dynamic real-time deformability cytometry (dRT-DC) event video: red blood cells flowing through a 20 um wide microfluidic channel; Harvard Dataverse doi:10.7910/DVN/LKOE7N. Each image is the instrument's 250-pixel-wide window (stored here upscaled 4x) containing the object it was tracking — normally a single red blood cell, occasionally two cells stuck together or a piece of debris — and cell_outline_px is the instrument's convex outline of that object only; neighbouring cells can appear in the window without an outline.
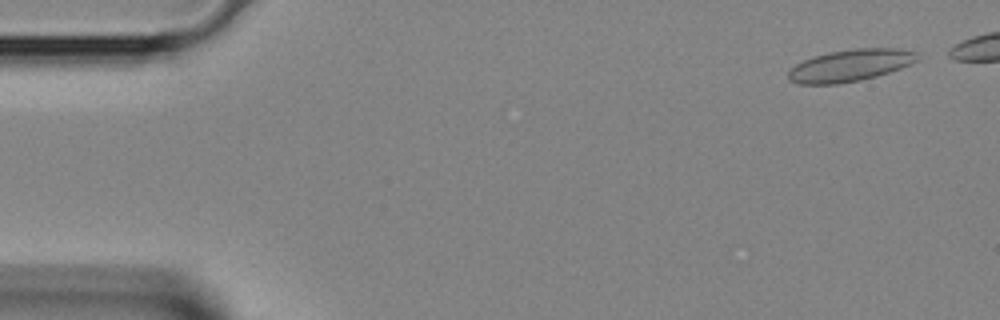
{"species": "Egyptian fruit bat (a non-hibernating species)", "species_latin": "Rousettus aegyptiacus", "temperature_condition": "room temperature", "stored_images_in_passage": 34, "camera_frame_rate_fps": 3000, "um_per_image_px": 0.085, "animal": {"sex": "female"}, "frame": {"image": 1, "passage_image": 2, "time_ms": 0.333, "image_size_px": [1000, 320], "cell_outline_px": [[920, 60], [912, 64], [876, 76], [860, 80], [836, 84], [800, 84], [788, 80], [788, 72], [796, 64], [812, 56], [828, 52], [856, 48], [900, 48], [916, 52]], "centroid_in_image_um": [72.28, 5.55], "position_along_channel_um": 12.7, "area_um2": 24.1}}
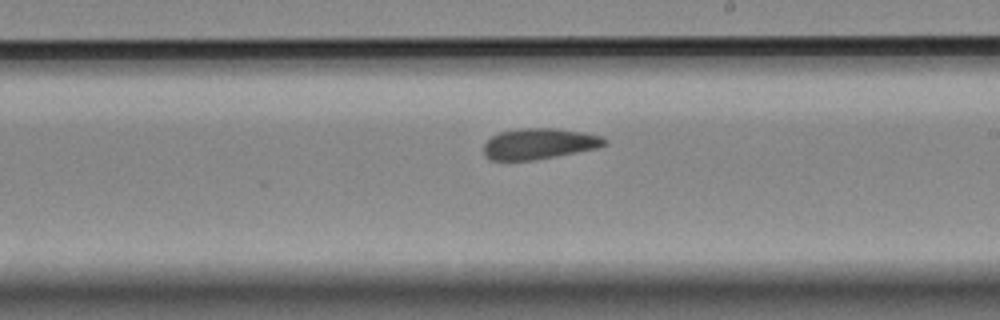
{"frame": {"image": 2, "passage_image": 22, "time_ms": 7.0, "image_size_px": [1000, 320], "cell_outline_px": [[608, 144], [600, 148], [556, 156], [532, 160], [488, 160], [484, 156], [484, 144], [492, 136], [500, 132], [520, 128], [556, 128], [584, 132], [600, 136], [608, 140]], "centroid_in_image_um": [45.85, 12.22], "position_along_channel_um": 243.1, "area_um2": 21.91}}
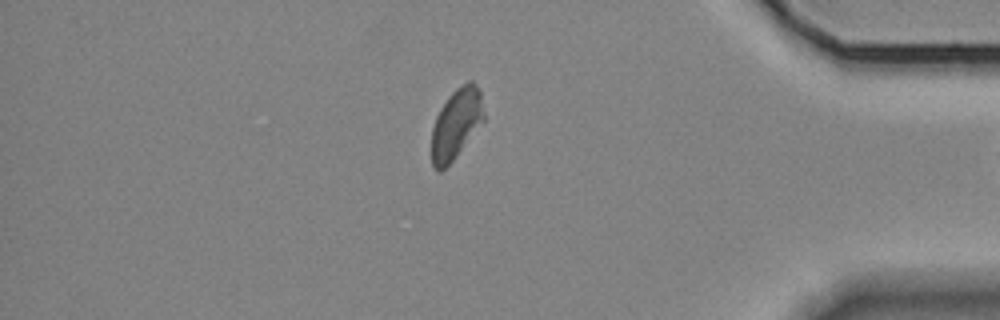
{"frame": {"image": 3, "passage_image": 33, "time_ms": 10.667, "image_size_px": [1000, 320], "cell_outline_px": [[484, 120], [452, 160], [440, 172], [436, 172], [432, 164], [432, 128], [436, 116], [440, 108], [448, 96], [460, 84], [468, 80], [472, 80], [476, 84], [480, 92], [484, 112]], "centroid_in_image_um": [38.76, 10.48], "position_along_channel_um": 396.4, "area_um2": 21.21}}